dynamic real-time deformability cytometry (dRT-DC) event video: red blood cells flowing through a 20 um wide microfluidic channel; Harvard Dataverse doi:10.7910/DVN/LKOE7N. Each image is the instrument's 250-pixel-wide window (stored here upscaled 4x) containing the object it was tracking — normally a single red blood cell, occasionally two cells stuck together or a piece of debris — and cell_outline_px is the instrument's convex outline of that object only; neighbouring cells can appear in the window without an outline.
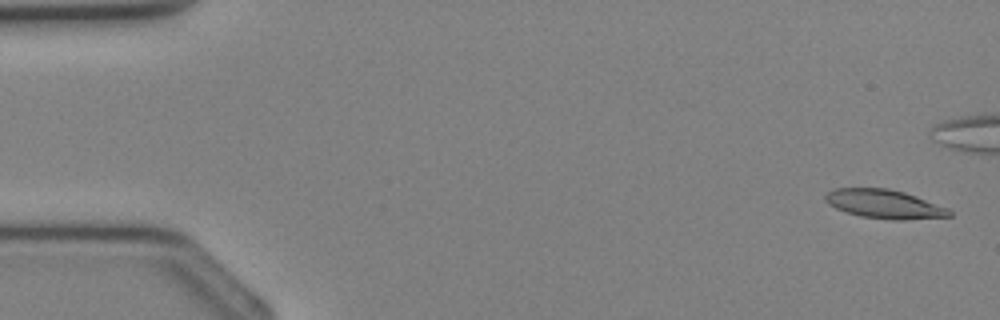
{"species": "Egyptian fruit bat (a non-hibernating species)", "species_latin": "Rousettus aegyptiacus", "temperature_condition": "cold", "stored_images_in_passage": 36, "segment_of_instrument_passage": [1, 2], "camera_frame_rate_fps": 3000, "um_per_image_px": 0.085, "animal": {"sex": "female"}, "frame": {"image": 1, "passage_image": 1, "time_ms": 0.0, "image_size_px": [1000, 320], "cell_outline_px": [[952, 216], [904, 220], [892, 220], [860, 216], [836, 208], [828, 204], [824, 200], [824, 196], [832, 188], [888, 188], [904, 192], [916, 196], [948, 208], [952, 212]], "centroid_in_image_um": [75.16, 17.34], "position_along_channel_um": 9.8, "area_um2": 20.87}}
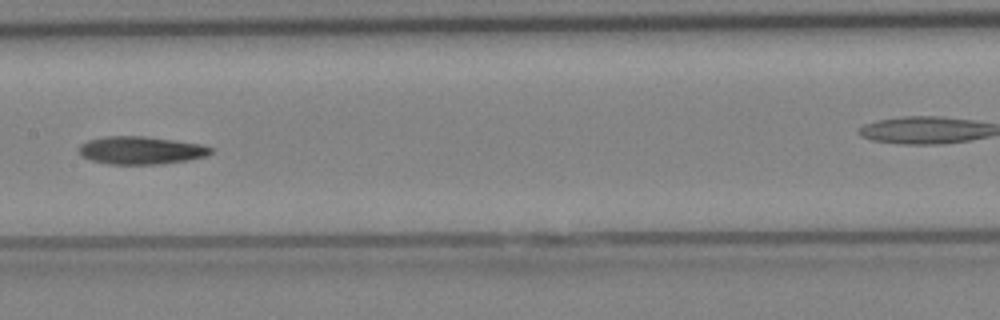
{"frame": {"image": 2, "passage_image": 18, "time_ms": 5.667, "image_size_px": [1000, 320], "cell_outline_px": [[212, 152], [204, 156], [188, 160], [156, 164], [112, 164], [92, 160], [84, 156], [76, 148], [80, 144], [88, 140], [104, 136], [144, 136], [200, 144], [212, 148]], "centroid_in_image_um": [11.94, 12.77], "position_along_channel_um": 195.5, "area_um2": 21.1}}
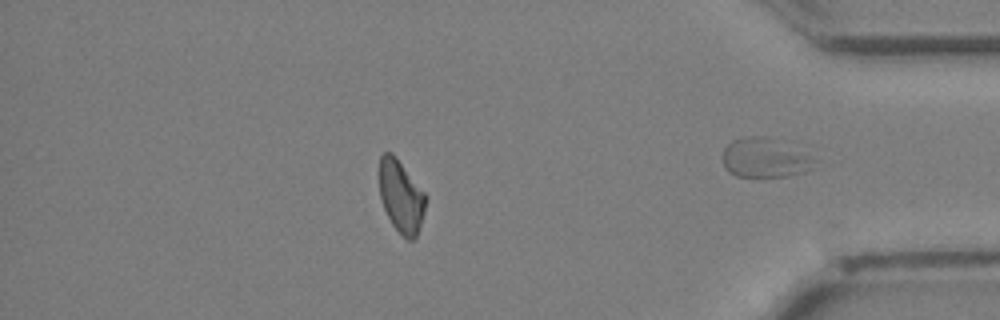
{"frame": {"image": 3, "passage_image": 31, "time_ms": 10.0, "image_size_px": [1000, 320], "cell_outline_px": [[428, 196], [424, 212], [416, 236], [412, 240], [408, 240], [392, 224], [384, 208], [380, 196], [380, 156], [384, 152], [392, 152], [396, 156]], "centroid_in_image_um": [34.11, 16.66], "position_along_channel_um": 401.1, "area_um2": 19.42}}